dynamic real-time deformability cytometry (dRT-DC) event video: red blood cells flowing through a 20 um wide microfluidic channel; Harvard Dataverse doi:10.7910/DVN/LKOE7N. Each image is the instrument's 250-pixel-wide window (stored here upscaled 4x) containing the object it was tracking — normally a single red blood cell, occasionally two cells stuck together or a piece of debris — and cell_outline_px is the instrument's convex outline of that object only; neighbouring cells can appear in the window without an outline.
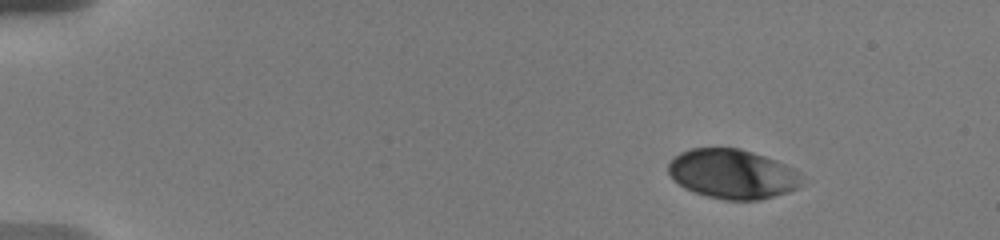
{"species": "human", "species_latin": "Homo sapiens", "temperature_condition": "warm", "stored_images_in_passage": 8, "camera_frame_rate_fps": 3000, "um_per_image_px": 0.085, "donor": {"sex": "male"}, "frame": {"image": 1, "passage_image": 2, "time_ms": 1.333, "image_size_px": [1000, 240], "cell_outline_px": [[800, 188], [788, 192], [760, 200], [724, 200], [708, 196], [684, 188], [668, 172], [668, 164], [680, 152], [692, 148], [740, 148], [776, 160], [800, 172]], "centroid_in_image_um": [62.28, 14.79], "position_along_channel_um": 22.7, "area_um2": 38.26}}